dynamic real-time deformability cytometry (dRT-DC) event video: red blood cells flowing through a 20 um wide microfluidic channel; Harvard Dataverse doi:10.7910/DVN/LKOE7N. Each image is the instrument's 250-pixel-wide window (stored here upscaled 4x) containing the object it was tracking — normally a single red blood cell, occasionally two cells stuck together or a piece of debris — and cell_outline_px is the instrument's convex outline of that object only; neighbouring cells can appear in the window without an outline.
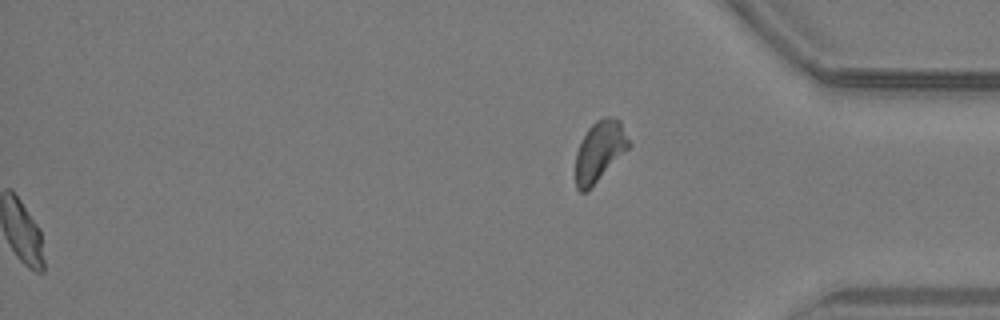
{"species": "common noctule bat (a hibernating species)", "species_latin": "Nyctalus noctula", "temperature_condition": "warm", "stored_images_in_passage": 33, "segment_of_instrument_passage": [2, 2], "camera_frame_rate_fps": 3000, "um_per_image_px": 0.085, "animal": {"sex": "male", "body_mass_g": 19.2, "forearm_length_mm": 51.8}, "frame": {"image": 1, "passage_image": 33, "time_ms": 10.667, "image_size_px": [1000, 320], "cell_outline_px": [[632, 144], [588, 192], [580, 192], [576, 188], [576, 152], [588, 128], [596, 120], [604, 116], [608, 116], [620, 120]], "centroid_in_image_um": [50.98, 12.85], "position_along_channel_um": 384.2, "area_um2": 18.84}}